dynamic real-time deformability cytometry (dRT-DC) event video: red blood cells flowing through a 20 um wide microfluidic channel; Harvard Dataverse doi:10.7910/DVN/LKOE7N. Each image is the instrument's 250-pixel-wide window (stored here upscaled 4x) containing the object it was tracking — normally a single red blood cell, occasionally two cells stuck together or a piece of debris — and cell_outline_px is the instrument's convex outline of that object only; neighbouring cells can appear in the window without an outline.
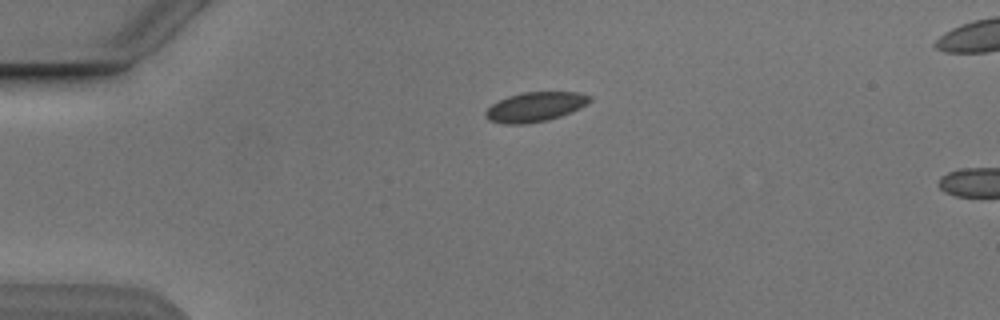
{"species": "Egyptian fruit bat (a non-hibernating species)", "species_latin": "Rousettus aegyptiacus", "temperature_condition": "cold", "stored_images_in_passage": 3, "camera_frame_rate_fps": 3000, "um_per_image_px": 0.085, "animal": {"sex": "male"}, "frame": {"image": 1, "passage_image": 1, "time_ms": 0.0, "image_size_px": [1000, 320], "cell_outline_px": [[592, 100], [588, 104], [572, 112], [548, 120], [528, 124], [504, 124], [488, 120], [484, 116], [484, 112], [492, 104], [508, 96], [524, 92], [580, 92], [592, 96]], "centroid_in_image_um": [45.51, 9.09], "position_along_channel_um": 39.5, "area_um2": 18.15}}